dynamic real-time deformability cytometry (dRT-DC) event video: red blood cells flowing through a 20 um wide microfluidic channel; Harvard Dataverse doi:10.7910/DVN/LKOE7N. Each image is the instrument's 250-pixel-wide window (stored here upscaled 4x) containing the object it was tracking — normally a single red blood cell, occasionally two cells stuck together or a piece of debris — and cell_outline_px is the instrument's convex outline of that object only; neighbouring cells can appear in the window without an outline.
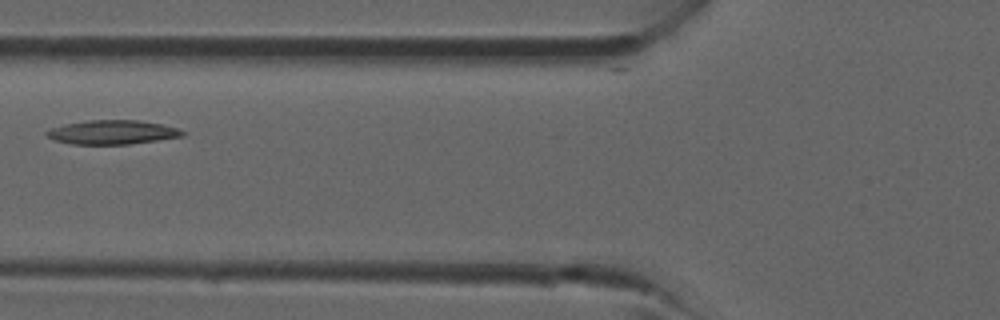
{"species": "common noctule bat (a hibernating species)", "species_latin": "Nyctalus noctula", "temperature_condition": "room temperature", "stored_images_in_passage": 32, "camera_frame_rate_fps": 3000, "um_per_image_px": 0.085, "animal": {"sex": "male", "forearm_length_mm": 52.5}, "frame": {"image": 1, "passage_image": 9, "time_ms": 2.667, "image_size_px": [1000, 320], "cell_outline_px": [[188, 132], [184, 136], [128, 144], [72, 144], [56, 140], [48, 136], [44, 132], [52, 128], [64, 124], [88, 120], [140, 120], [160, 124], [176, 128]], "centroid_in_image_um": [9.57, 11.23], "position_along_channel_um": 116.2, "area_um2": 18.9}}
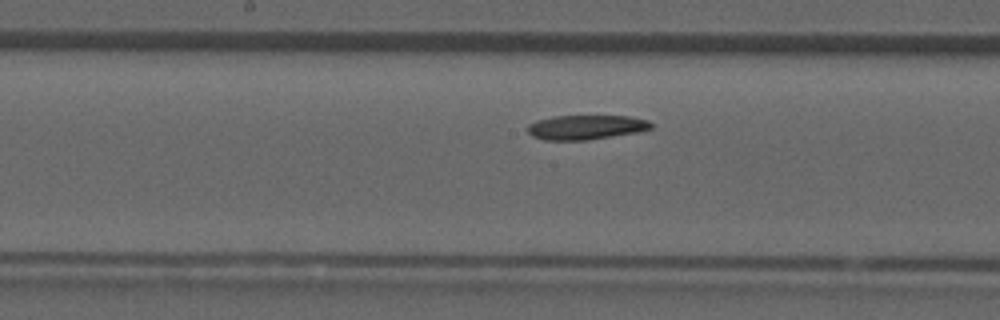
{"frame": {"image": 2, "passage_image": 14, "time_ms": 4.333, "image_size_px": [1000, 320], "cell_outline_px": [[652, 128], [636, 132], [584, 140], [544, 140], [532, 136], [528, 132], [528, 124], [536, 120], [552, 116], [628, 116], [648, 120], [652, 124]], "centroid_in_image_um": [49.76, 10.81], "position_along_channel_um": 198.4, "area_um2": 17.46}}
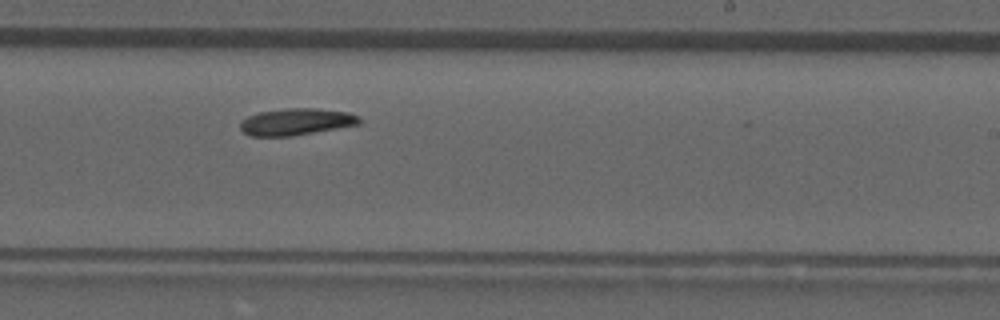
{"frame": {"image": 3, "passage_image": 18, "time_ms": 5.667, "image_size_px": [1000, 320], "cell_outline_px": [[360, 124], [292, 136], [248, 136], [240, 128], [240, 124], [248, 116], [260, 112], [284, 108], [316, 108], [348, 112], [360, 116]], "centroid_in_image_um": [25.19, 10.35], "position_along_channel_um": 263.8, "area_um2": 18.55}}